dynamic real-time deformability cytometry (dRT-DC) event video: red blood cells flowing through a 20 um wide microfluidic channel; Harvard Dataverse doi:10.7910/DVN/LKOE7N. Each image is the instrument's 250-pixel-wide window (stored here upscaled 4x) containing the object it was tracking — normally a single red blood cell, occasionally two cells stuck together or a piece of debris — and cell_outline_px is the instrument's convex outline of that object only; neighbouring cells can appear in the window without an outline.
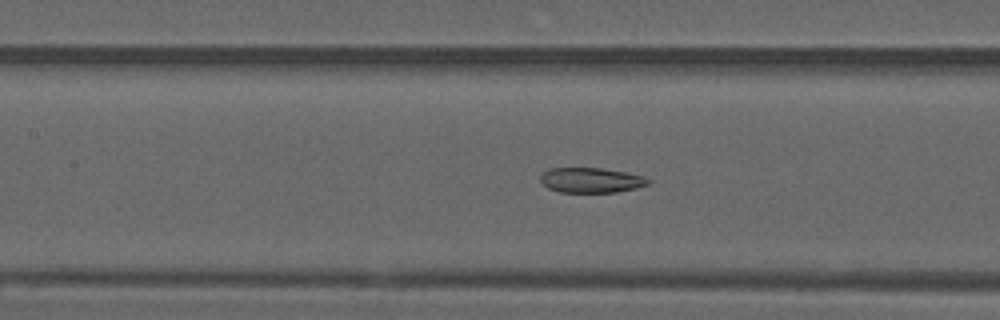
{"species": "common noctule bat (a hibernating species)", "species_latin": "Nyctalus noctula", "temperature_condition": "warm", "stored_images_in_passage": 49, "camera_frame_rate_fps": 3000, "um_per_image_px": 0.085, "animal": {"sex": "male", "forearm_length_mm": 52.5}, "frame": {"image": 1, "passage_image": 20, "time_ms": 6.333, "image_size_px": [1000, 320], "cell_outline_px": [[652, 180], [648, 184], [636, 188], [616, 192], [560, 192], [548, 188], [540, 180], [540, 176], [548, 168], [600, 168], [624, 172], [644, 176]], "centroid_in_image_um": [50.25, 15.31], "position_along_channel_um": 157.2, "area_um2": 15.66}}
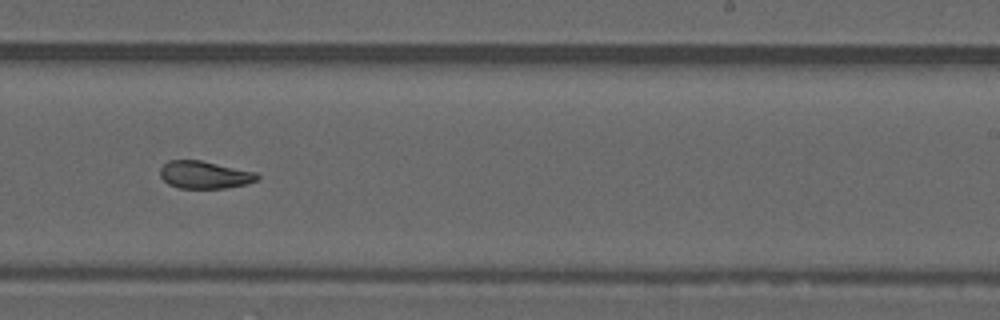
{"frame": {"image": 2, "passage_image": 29, "time_ms": 9.333, "image_size_px": [1000, 320], "cell_outline_px": [[260, 176], [256, 180], [248, 184], [224, 188], [180, 188], [168, 184], [160, 176], [160, 168], [168, 160], [200, 160], [256, 172]], "centroid_in_image_um": [17.38, 14.86], "position_along_channel_um": 271.6, "area_um2": 15.55}}
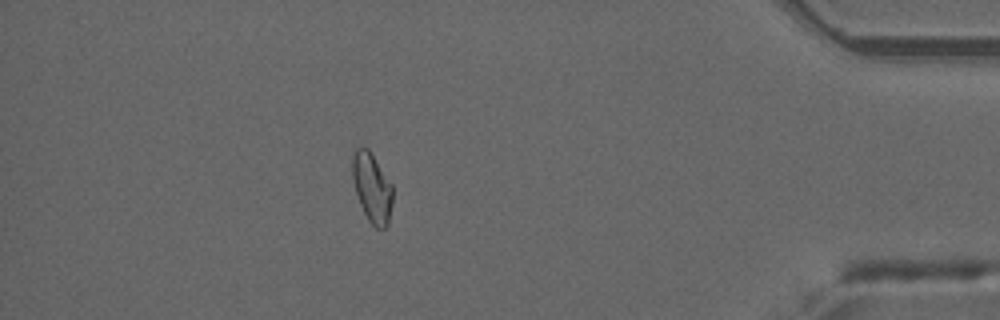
{"frame": {"image": 3, "passage_image": 43, "time_ms": 14.0, "image_size_px": [1000, 320], "cell_outline_px": [[392, 204], [388, 224], [384, 228], [376, 228], [368, 220], [360, 204], [352, 180], [352, 152], [360, 144], [364, 144], [368, 148], [392, 184]], "centroid_in_image_um": [31.6, 15.89], "position_along_channel_um": 403.6, "area_um2": 16.47}, "authors_computed_cell_mechanics": {"area_um2": 16.8198, "velocity_mm_per_s": 3.833, "shape_relaxation_time_tau1_ms": null, "shape_relaxation_time_tau2_ms": 3.0763, "deformation_change_tau1": null, "deformation_change_tau2": 0.0931}}